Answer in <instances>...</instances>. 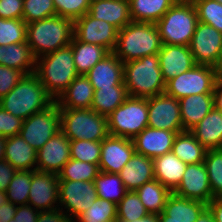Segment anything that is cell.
Here are the masks:
<instances>
[{
	"instance_id": "6da1fadb",
	"label": "cell",
	"mask_w": 222,
	"mask_h": 222,
	"mask_svg": "<svg viewBox=\"0 0 222 222\" xmlns=\"http://www.w3.org/2000/svg\"><path fill=\"white\" fill-rule=\"evenodd\" d=\"M74 21L55 15L27 24L26 42L35 59L71 44Z\"/></svg>"
},
{
	"instance_id": "7a4b0ae2",
	"label": "cell",
	"mask_w": 222,
	"mask_h": 222,
	"mask_svg": "<svg viewBox=\"0 0 222 222\" xmlns=\"http://www.w3.org/2000/svg\"><path fill=\"white\" fill-rule=\"evenodd\" d=\"M35 74L56 101L78 76L71 44L36 59Z\"/></svg>"
},
{
	"instance_id": "3957f363",
	"label": "cell",
	"mask_w": 222,
	"mask_h": 222,
	"mask_svg": "<svg viewBox=\"0 0 222 222\" xmlns=\"http://www.w3.org/2000/svg\"><path fill=\"white\" fill-rule=\"evenodd\" d=\"M162 45L156 24L131 21L119 30L113 53L126 63L158 54Z\"/></svg>"
},
{
	"instance_id": "277c9868",
	"label": "cell",
	"mask_w": 222,
	"mask_h": 222,
	"mask_svg": "<svg viewBox=\"0 0 222 222\" xmlns=\"http://www.w3.org/2000/svg\"><path fill=\"white\" fill-rule=\"evenodd\" d=\"M54 102L35 73L24 75L18 84L0 99V106L23 120Z\"/></svg>"
},
{
	"instance_id": "5b68a950",
	"label": "cell",
	"mask_w": 222,
	"mask_h": 222,
	"mask_svg": "<svg viewBox=\"0 0 222 222\" xmlns=\"http://www.w3.org/2000/svg\"><path fill=\"white\" fill-rule=\"evenodd\" d=\"M123 78L131 97L149 98L165 92L158 54L124 63Z\"/></svg>"
},
{
	"instance_id": "8992f818",
	"label": "cell",
	"mask_w": 222,
	"mask_h": 222,
	"mask_svg": "<svg viewBox=\"0 0 222 222\" xmlns=\"http://www.w3.org/2000/svg\"><path fill=\"white\" fill-rule=\"evenodd\" d=\"M60 130L69 140L102 141L109 135L107 117L91 108H60Z\"/></svg>"
},
{
	"instance_id": "52a82bcc",
	"label": "cell",
	"mask_w": 222,
	"mask_h": 222,
	"mask_svg": "<svg viewBox=\"0 0 222 222\" xmlns=\"http://www.w3.org/2000/svg\"><path fill=\"white\" fill-rule=\"evenodd\" d=\"M198 23L194 3L176 2L156 23L162 44L189 46Z\"/></svg>"
},
{
	"instance_id": "ba28073f",
	"label": "cell",
	"mask_w": 222,
	"mask_h": 222,
	"mask_svg": "<svg viewBox=\"0 0 222 222\" xmlns=\"http://www.w3.org/2000/svg\"><path fill=\"white\" fill-rule=\"evenodd\" d=\"M109 135L133 139L148 127L147 98L129 96L109 116Z\"/></svg>"
},
{
	"instance_id": "9c48e42d",
	"label": "cell",
	"mask_w": 222,
	"mask_h": 222,
	"mask_svg": "<svg viewBox=\"0 0 222 222\" xmlns=\"http://www.w3.org/2000/svg\"><path fill=\"white\" fill-rule=\"evenodd\" d=\"M217 79L213 66L196 64L189 71L167 81L165 93L178 100L190 95L213 93Z\"/></svg>"
},
{
	"instance_id": "30bf717a",
	"label": "cell",
	"mask_w": 222,
	"mask_h": 222,
	"mask_svg": "<svg viewBox=\"0 0 222 222\" xmlns=\"http://www.w3.org/2000/svg\"><path fill=\"white\" fill-rule=\"evenodd\" d=\"M60 131V107L56 101L24 120L19 135L36 151Z\"/></svg>"
},
{
	"instance_id": "8fae6325",
	"label": "cell",
	"mask_w": 222,
	"mask_h": 222,
	"mask_svg": "<svg viewBox=\"0 0 222 222\" xmlns=\"http://www.w3.org/2000/svg\"><path fill=\"white\" fill-rule=\"evenodd\" d=\"M58 195L59 209L72 220L90 208L98 198L94 181L59 180Z\"/></svg>"
},
{
	"instance_id": "7c38bea8",
	"label": "cell",
	"mask_w": 222,
	"mask_h": 222,
	"mask_svg": "<svg viewBox=\"0 0 222 222\" xmlns=\"http://www.w3.org/2000/svg\"><path fill=\"white\" fill-rule=\"evenodd\" d=\"M148 127L183 132L179 100L164 93L147 98Z\"/></svg>"
},
{
	"instance_id": "4fadbf2b",
	"label": "cell",
	"mask_w": 222,
	"mask_h": 222,
	"mask_svg": "<svg viewBox=\"0 0 222 222\" xmlns=\"http://www.w3.org/2000/svg\"><path fill=\"white\" fill-rule=\"evenodd\" d=\"M196 64L215 66L222 50V33L198 21L189 44Z\"/></svg>"
},
{
	"instance_id": "5bb4252c",
	"label": "cell",
	"mask_w": 222,
	"mask_h": 222,
	"mask_svg": "<svg viewBox=\"0 0 222 222\" xmlns=\"http://www.w3.org/2000/svg\"><path fill=\"white\" fill-rule=\"evenodd\" d=\"M119 30L108 22L91 17L88 13L74 20L73 36L81 42L97 44L113 52Z\"/></svg>"
},
{
	"instance_id": "9a60e30c",
	"label": "cell",
	"mask_w": 222,
	"mask_h": 222,
	"mask_svg": "<svg viewBox=\"0 0 222 222\" xmlns=\"http://www.w3.org/2000/svg\"><path fill=\"white\" fill-rule=\"evenodd\" d=\"M58 190L57 174L32 170L28 205L34 206L39 212L59 208Z\"/></svg>"
},
{
	"instance_id": "2e32d148",
	"label": "cell",
	"mask_w": 222,
	"mask_h": 222,
	"mask_svg": "<svg viewBox=\"0 0 222 222\" xmlns=\"http://www.w3.org/2000/svg\"><path fill=\"white\" fill-rule=\"evenodd\" d=\"M70 159V140L60 130L37 151L36 170L58 175Z\"/></svg>"
},
{
	"instance_id": "e0dca14e",
	"label": "cell",
	"mask_w": 222,
	"mask_h": 222,
	"mask_svg": "<svg viewBox=\"0 0 222 222\" xmlns=\"http://www.w3.org/2000/svg\"><path fill=\"white\" fill-rule=\"evenodd\" d=\"M135 153L132 139L108 135L101 141L99 169L118 174Z\"/></svg>"
},
{
	"instance_id": "ac0fdd59",
	"label": "cell",
	"mask_w": 222,
	"mask_h": 222,
	"mask_svg": "<svg viewBox=\"0 0 222 222\" xmlns=\"http://www.w3.org/2000/svg\"><path fill=\"white\" fill-rule=\"evenodd\" d=\"M174 193L206 204L211 201L212 192L204 162L187 164L181 183Z\"/></svg>"
},
{
	"instance_id": "d6986e66",
	"label": "cell",
	"mask_w": 222,
	"mask_h": 222,
	"mask_svg": "<svg viewBox=\"0 0 222 222\" xmlns=\"http://www.w3.org/2000/svg\"><path fill=\"white\" fill-rule=\"evenodd\" d=\"M158 57L165 82L189 71L196 65L189 46L163 44Z\"/></svg>"
},
{
	"instance_id": "ffe728a7",
	"label": "cell",
	"mask_w": 222,
	"mask_h": 222,
	"mask_svg": "<svg viewBox=\"0 0 222 222\" xmlns=\"http://www.w3.org/2000/svg\"><path fill=\"white\" fill-rule=\"evenodd\" d=\"M180 132L146 127L133 139L135 152L149 158H156L172 150L175 137Z\"/></svg>"
},
{
	"instance_id": "44dd1931",
	"label": "cell",
	"mask_w": 222,
	"mask_h": 222,
	"mask_svg": "<svg viewBox=\"0 0 222 222\" xmlns=\"http://www.w3.org/2000/svg\"><path fill=\"white\" fill-rule=\"evenodd\" d=\"M124 63L113 53L109 52L97 62L86 74L94 89L111 88L124 85Z\"/></svg>"
},
{
	"instance_id": "7402d4cb",
	"label": "cell",
	"mask_w": 222,
	"mask_h": 222,
	"mask_svg": "<svg viewBox=\"0 0 222 222\" xmlns=\"http://www.w3.org/2000/svg\"><path fill=\"white\" fill-rule=\"evenodd\" d=\"M118 175L127 191H136L145 183L155 179L153 159L135 152Z\"/></svg>"
},
{
	"instance_id": "603a6c76",
	"label": "cell",
	"mask_w": 222,
	"mask_h": 222,
	"mask_svg": "<svg viewBox=\"0 0 222 222\" xmlns=\"http://www.w3.org/2000/svg\"><path fill=\"white\" fill-rule=\"evenodd\" d=\"M88 14L108 22L118 30L132 21L129 0H102L91 3Z\"/></svg>"
},
{
	"instance_id": "cb8c5ba5",
	"label": "cell",
	"mask_w": 222,
	"mask_h": 222,
	"mask_svg": "<svg viewBox=\"0 0 222 222\" xmlns=\"http://www.w3.org/2000/svg\"><path fill=\"white\" fill-rule=\"evenodd\" d=\"M179 106L183 130L190 131L214 108V94L204 93L184 97L179 100Z\"/></svg>"
},
{
	"instance_id": "d4e9b609",
	"label": "cell",
	"mask_w": 222,
	"mask_h": 222,
	"mask_svg": "<svg viewBox=\"0 0 222 222\" xmlns=\"http://www.w3.org/2000/svg\"><path fill=\"white\" fill-rule=\"evenodd\" d=\"M154 176L163 186L174 192L181 183L187 164L172 151L153 159Z\"/></svg>"
},
{
	"instance_id": "484cf974",
	"label": "cell",
	"mask_w": 222,
	"mask_h": 222,
	"mask_svg": "<svg viewBox=\"0 0 222 222\" xmlns=\"http://www.w3.org/2000/svg\"><path fill=\"white\" fill-rule=\"evenodd\" d=\"M94 88L86 75H78L56 100L60 108H91Z\"/></svg>"
},
{
	"instance_id": "4316f807",
	"label": "cell",
	"mask_w": 222,
	"mask_h": 222,
	"mask_svg": "<svg viewBox=\"0 0 222 222\" xmlns=\"http://www.w3.org/2000/svg\"><path fill=\"white\" fill-rule=\"evenodd\" d=\"M4 159L17 171L36 170L37 151L18 134L6 138Z\"/></svg>"
},
{
	"instance_id": "83f0119b",
	"label": "cell",
	"mask_w": 222,
	"mask_h": 222,
	"mask_svg": "<svg viewBox=\"0 0 222 222\" xmlns=\"http://www.w3.org/2000/svg\"><path fill=\"white\" fill-rule=\"evenodd\" d=\"M207 204L193 199L181 197L174 192L170 194L163 212L167 222H195Z\"/></svg>"
},
{
	"instance_id": "f1b7e54d",
	"label": "cell",
	"mask_w": 222,
	"mask_h": 222,
	"mask_svg": "<svg viewBox=\"0 0 222 222\" xmlns=\"http://www.w3.org/2000/svg\"><path fill=\"white\" fill-rule=\"evenodd\" d=\"M190 132L207 149H222V113L215 107Z\"/></svg>"
},
{
	"instance_id": "f546056e",
	"label": "cell",
	"mask_w": 222,
	"mask_h": 222,
	"mask_svg": "<svg viewBox=\"0 0 222 222\" xmlns=\"http://www.w3.org/2000/svg\"><path fill=\"white\" fill-rule=\"evenodd\" d=\"M36 59L27 42L0 45V65L15 68L25 75L35 73Z\"/></svg>"
},
{
	"instance_id": "4dcf8cb0",
	"label": "cell",
	"mask_w": 222,
	"mask_h": 222,
	"mask_svg": "<svg viewBox=\"0 0 222 222\" xmlns=\"http://www.w3.org/2000/svg\"><path fill=\"white\" fill-rule=\"evenodd\" d=\"M129 2L132 21L156 24L176 0H129Z\"/></svg>"
},
{
	"instance_id": "1f68e13d",
	"label": "cell",
	"mask_w": 222,
	"mask_h": 222,
	"mask_svg": "<svg viewBox=\"0 0 222 222\" xmlns=\"http://www.w3.org/2000/svg\"><path fill=\"white\" fill-rule=\"evenodd\" d=\"M71 46L78 75H86L97 62L109 53L106 48L100 45L78 41L74 36Z\"/></svg>"
},
{
	"instance_id": "d6a6232c",
	"label": "cell",
	"mask_w": 222,
	"mask_h": 222,
	"mask_svg": "<svg viewBox=\"0 0 222 222\" xmlns=\"http://www.w3.org/2000/svg\"><path fill=\"white\" fill-rule=\"evenodd\" d=\"M171 151L185 164L202 163L207 153V149L190 131L177 134Z\"/></svg>"
},
{
	"instance_id": "836d02e7",
	"label": "cell",
	"mask_w": 222,
	"mask_h": 222,
	"mask_svg": "<svg viewBox=\"0 0 222 222\" xmlns=\"http://www.w3.org/2000/svg\"><path fill=\"white\" fill-rule=\"evenodd\" d=\"M129 97L125 86L94 89L91 109L103 116H109Z\"/></svg>"
},
{
	"instance_id": "e575fe53",
	"label": "cell",
	"mask_w": 222,
	"mask_h": 222,
	"mask_svg": "<svg viewBox=\"0 0 222 222\" xmlns=\"http://www.w3.org/2000/svg\"><path fill=\"white\" fill-rule=\"evenodd\" d=\"M146 211L150 214H160L163 212L168 197L172 193L158 180L153 179L135 191Z\"/></svg>"
},
{
	"instance_id": "d590c367",
	"label": "cell",
	"mask_w": 222,
	"mask_h": 222,
	"mask_svg": "<svg viewBox=\"0 0 222 222\" xmlns=\"http://www.w3.org/2000/svg\"><path fill=\"white\" fill-rule=\"evenodd\" d=\"M94 185L98 198L111 201L116 205L127 192L120 176L115 173L100 171L98 176L94 179Z\"/></svg>"
},
{
	"instance_id": "8d00e7d4",
	"label": "cell",
	"mask_w": 222,
	"mask_h": 222,
	"mask_svg": "<svg viewBox=\"0 0 222 222\" xmlns=\"http://www.w3.org/2000/svg\"><path fill=\"white\" fill-rule=\"evenodd\" d=\"M100 172L99 165L70 159L58 174L59 180L94 181Z\"/></svg>"
},
{
	"instance_id": "74e56055",
	"label": "cell",
	"mask_w": 222,
	"mask_h": 222,
	"mask_svg": "<svg viewBox=\"0 0 222 222\" xmlns=\"http://www.w3.org/2000/svg\"><path fill=\"white\" fill-rule=\"evenodd\" d=\"M32 180V170L17 171L6 191L8 201L15 206L27 205Z\"/></svg>"
},
{
	"instance_id": "f35d334b",
	"label": "cell",
	"mask_w": 222,
	"mask_h": 222,
	"mask_svg": "<svg viewBox=\"0 0 222 222\" xmlns=\"http://www.w3.org/2000/svg\"><path fill=\"white\" fill-rule=\"evenodd\" d=\"M117 205L111 201L97 198L93 205L85 210L75 222H115L117 219Z\"/></svg>"
},
{
	"instance_id": "ab89813d",
	"label": "cell",
	"mask_w": 222,
	"mask_h": 222,
	"mask_svg": "<svg viewBox=\"0 0 222 222\" xmlns=\"http://www.w3.org/2000/svg\"><path fill=\"white\" fill-rule=\"evenodd\" d=\"M204 164L207 169L213 198H222V149L207 150Z\"/></svg>"
},
{
	"instance_id": "60d3db41",
	"label": "cell",
	"mask_w": 222,
	"mask_h": 222,
	"mask_svg": "<svg viewBox=\"0 0 222 222\" xmlns=\"http://www.w3.org/2000/svg\"><path fill=\"white\" fill-rule=\"evenodd\" d=\"M117 219L122 221H135L142 219L148 212L135 191H127L117 204Z\"/></svg>"
},
{
	"instance_id": "b9f144b4",
	"label": "cell",
	"mask_w": 222,
	"mask_h": 222,
	"mask_svg": "<svg viewBox=\"0 0 222 222\" xmlns=\"http://www.w3.org/2000/svg\"><path fill=\"white\" fill-rule=\"evenodd\" d=\"M70 154L74 160L99 165L101 141L70 140Z\"/></svg>"
},
{
	"instance_id": "7bdbcfd3",
	"label": "cell",
	"mask_w": 222,
	"mask_h": 222,
	"mask_svg": "<svg viewBox=\"0 0 222 222\" xmlns=\"http://www.w3.org/2000/svg\"><path fill=\"white\" fill-rule=\"evenodd\" d=\"M27 23L23 19L0 18V45L26 42Z\"/></svg>"
},
{
	"instance_id": "ee69618b",
	"label": "cell",
	"mask_w": 222,
	"mask_h": 222,
	"mask_svg": "<svg viewBox=\"0 0 222 222\" xmlns=\"http://www.w3.org/2000/svg\"><path fill=\"white\" fill-rule=\"evenodd\" d=\"M198 21L213 26L222 33V4L216 0H196Z\"/></svg>"
},
{
	"instance_id": "f6af8a7d",
	"label": "cell",
	"mask_w": 222,
	"mask_h": 222,
	"mask_svg": "<svg viewBox=\"0 0 222 222\" xmlns=\"http://www.w3.org/2000/svg\"><path fill=\"white\" fill-rule=\"evenodd\" d=\"M23 20L29 24L56 15L53 0H23Z\"/></svg>"
},
{
	"instance_id": "bcb514c9",
	"label": "cell",
	"mask_w": 222,
	"mask_h": 222,
	"mask_svg": "<svg viewBox=\"0 0 222 222\" xmlns=\"http://www.w3.org/2000/svg\"><path fill=\"white\" fill-rule=\"evenodd\" d=\"M56 15L76 20L89 11V0H53Z\"/></svg>"
},
{
	"instance_id": "7dc6e473",
	"label": "cell",
	"mask_w": 222,
	"mask_h": 222,
	"mask_svg": "<svg viewBox=\"0 0 222 222\" xmlns=\"http://www.w3.org/2000/svg\"><path fill=\"white\" fill-rule=\"evenodd\" d=\"M24 120L14 116L0 106V136L11 137L18 135Z\"/></svg>"
},
{
	"instance_id": "c3c4849f",
	"label": "cell",
	"mask_w": 222,
	"mask_h": 222,
	"mask_svg": "<svg viewBox=\"0 0 222 222\" xmlns=\"http://www.w3.org/2000/svg\"><path fill=\"white\" fill-rule=\"evenodd\" d=\"M24 75L15 68L0 65V99L8 94Z\"/></svg>"
},
{
	"instance_id": "681fc988",
	"label": "cell",
	"mask_w": 222,
	"mask_h": 222,
	"mask_svg": "<svg viewBox=\"0 0 222 222\" xmlns=\"http://www.w3.org/2000/svg\"><path fill=\"white\" fill-rule=\"evenodd\" d=\"M23 0H0V18L23 19Z\"/></svg>"
},
{
	"instance_id": "f907efd6",
	"label": "cell",
	"mask_w": 222,
	"mask_h": 222,
	"mask_svg": "<svg viewBox=\"0 0 222 222\" xmlns=\"http://www.w3.org/2000/svg\"><path fill=\"white\" fill-rule=\"evenodd\" d=\"M17 170L5 159L0 161V192H6Z\"/></svg>"
},
{
	"instance_id": "816d5d0a",
	"label": "cell",
	"mask_w": 222,
	"mask_h": 222,
	"mask_svg": "<svg viewBox=\"0 0 222 222\" xmlns=\"http://www.w3.org/2000/svg\"><path fill=\"white\" fill-rule=\"evenodd\" d=\"M39 211L31 205L16 206L14 219L16 222H37Z\"/></svg>"
},
{
	"instance_id": "f5cc1de1",
	"label": "cell",
	"mask_w": 222,
	"mask_h": 222,
	"mask_svg": "<svg viewBox=\"0 0 222 222\" xmlns=\"http://www.w3.org/2000/svg\"><path fill=\"white\" fill-rule=\"evenodd\" d=\"M37 222H75L59 208L39 212Z\"/></svg>"
},
{
	"instance_id": "db71d44e",
	"label": "cell",
	"mask_w": 222,
	"mask_h": 222,
	"mask_svg": "<svg viewBox=\"0 0 222 222\" xmlns=\"http://www.w3.org/2000/svg\"><path fill=\"white\" fill-rule=\"evenodd\" d=\"M207 207L212 212L215 222H222V198H213L207 204Z\"/></svg>"
},
{
	"instance_id": "11a10c76",
	"label": "cell",
	"mask_w": 222,
	"mask_h": 222,
	"mask_svg": "<svg viewBox=\"0 0 222 222\" xmlns=\"http://www.w3.org/2000/svg\"><path fill=\"white\" fill-rule=\"evenodd\" d=\"M16 214V206L11 202H7L0 206V222H8L14 218Z\"/></svg>"
},
{
	"instance_id": "9f6ffc18",
	"label": "cell",
	"mask_w": 222,
	"mask_h": 222,
	"mask_svg": "<svg viewBox=\"0 0 222 222\" xmlns=\"http://www.w3.org/2000/svg\"><path fill=\"white\" fill-rule=\"evenodd\" d=\"M213 94L214 107L222 113V79H217Z\"/></svg>"
},
{
	"instance_id": "6f0895ef",
	"label": "cell",
	"mask_w": 222,
	"mask_h": 222,
	"mask_svg": "<svg viewBox=\"0 0 222 222\" xmlns=\"http://www.w3.org/2000/svg\"><path fill=\"white\" fill-rule=\"evenodd\" d=\"M195 222H215L212 212L206 207Z\"/></svg>"
},
{
	"instance_id": "680465c9",
	"label": "cell",
	"mask_w": 222,
	"mask_h": 222,
	"mask_svg": "<svg viewBox=\"0 0 222 222\" xmlns=\"http://www.w3.org/2000/svg\"><path fill=\"white\" fill-rule=\"evenodd\" d=\"M115 222H129V221H122V220L116 219ZM132 222H159V215L148 213L142 219H136L135 221H132Z\"/></svg>"
},
{
	"instance_id": "91938a15",
	"label": "cell",
	"mask_w": 222,
	"mask_h": 222,
	"mask_svg": "<svg viewBox=\"0 0 222 222\" xmlns=\"http://www.w3.org/2000/svg\"><path fill=\"white\" fill-rule=\"evenodd\" d=\"M214 68L217 74V78L222 79V50H221L220 58L217 64L214 66Z\"/></svg>"
},
{
	"instance_id": "94428289",
	"label": "cell",
	"mask_w": 222,
	"mask_h": 222,
	"mask_svg": "<svg viewBox=\"0 0 222 222\" xmlns=\"http://www.w3.org/2000/svg\"><path fill=\"white\" fill-rule=\"evenodd\" d=\"M6 137L0 136V161L4 160Z\"/></svg>"
},
{
	"instance_id": "6125c7cd",
	"label": "cell",
	"mask_w": 222,
	"mask_h": 222,
	"mask_svg": "<svg viewBox=\"0 0 222 222\" xmlns=\"http://www.w3.org/2000/svg\"><path fill=\"white\" fill-rule=\"evenodd\" d=\"M8 201L6 192H0V206L6 204Z\"/></svg>"
},
{
	"instance_id": "be15d7a7",
	"label": "cell",
	"mask_w": 222,
	"mask_h": 222,
	"mask_svg": "<svg viewBox=\"0 0 222 222\" xmlns=\"http://www.w3.org/2000/svg\"><path fill=\"white\" fill-rule=\"evenodd\" d=\"M159 222H167V215L164 212L159 214Z\"/></svg>"
},
{
	"instance_id": "e7e4bbea",
	"label": "cell",
	"mask_w": 222,
	"mask_h": 222,
	"mask_svg": "<svg viewBox=\"0 0 222 222\" xmlns=\"http://www.w3.org/2000/svg\"><path fill=\"white\" fill-rule=\"evenodd\" d=\"M196 0H176V2L194 3Z\"/></svg>"
},
{
	"instance_id": "03108f58",
	"label": "cell",
	"mask_w": 222,
	"mask_h": 222,
	"mask_svg": "<svg viewBox=\"0 0 222 222\" xmlns=\"http://www.w3.org/2000/svg\"><path fill=\"white\" fill-rule=\"evenodd\" d=\"M97 1H102V0H89L90 4L94 3V2H97Z\"/></svg>"
},
{
	"instance_id": "003e7915",
	"label": "cell",
	"mask_w": 222,
	"mask_h": 222,
	"mask_svg": "<svg viewBox=\"0 0 222 222\" xmlns=\"http://www.w3.org/2000/svg\"><path fill=\"white\" fill-rule=\"evenodd\" d=\"M8 222H16V220L13 218V219H11V220L8 221Z\"/></svg>"
}]
</instances>
